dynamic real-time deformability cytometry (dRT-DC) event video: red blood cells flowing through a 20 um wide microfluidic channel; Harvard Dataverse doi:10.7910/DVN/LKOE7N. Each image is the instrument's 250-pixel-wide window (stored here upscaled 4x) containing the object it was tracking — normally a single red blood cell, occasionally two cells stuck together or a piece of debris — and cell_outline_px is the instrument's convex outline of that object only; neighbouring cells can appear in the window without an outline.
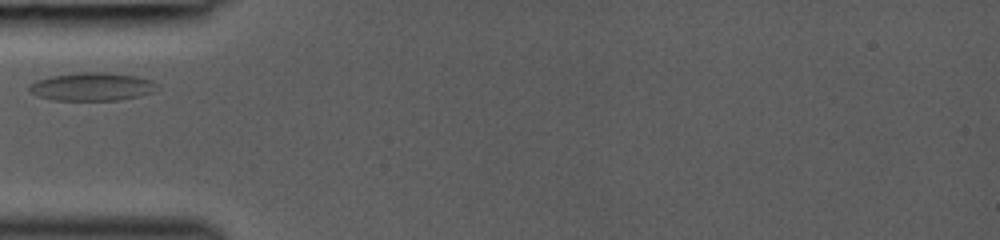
{"species": "common noctule bat (a hibernating species)", "species_latin": "Nyctalus noctula", "temperature_condition": "room temperature", "stored_images_in_passage": 26, "camera_frame_rate_fps": 3000, "um_per_image_px": 0.085, "animal": {"sex": "female", "body_mass_g": 19.0, "forearm_length_mm": 53.3}, "frame": {"image": 1, "passage_image": 1, "time_ms": 0.0, "image_size_px": [1000, 240], "cell_outline_px": [[156, 84], [152, 92], [140, 96], [120, 100], [52, 100], [40, 96], [32, 92], [28, 88], [28, 84], [36, 80], [52, 76], [80, 72], [100, 72], [136, 76], [152, 80]], "centroid_in_image_um": [7.79, 7.37], "position_along_channel_um": 77.2, "area_um2": 20.75}}
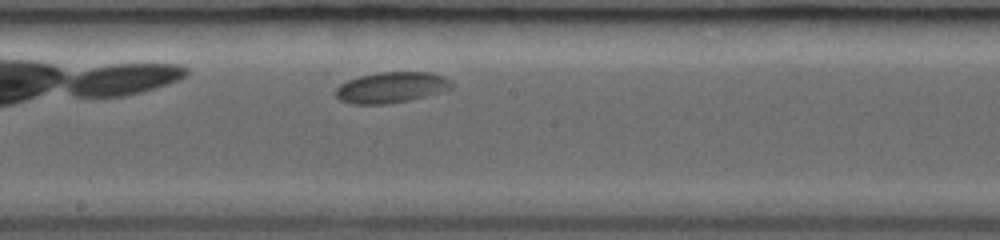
{"frame": {"image": 2, "passage_image": 11, "time_ms": 3.333, "image_size_px": [1000, 240], "cell_outline_px": [[452, 88], [440, 92], [408, 100], [384, 104], [352, 104], [340, 100], [336, 96], [336, 88], [340, 84], [348, 80], [360, 76], [380, 72], [428, 72], [452, 80]], "centroid_in_image_um": [33.24, 7.43], "position_along_channel_um": 215.0, "area_um2": 20.58}}
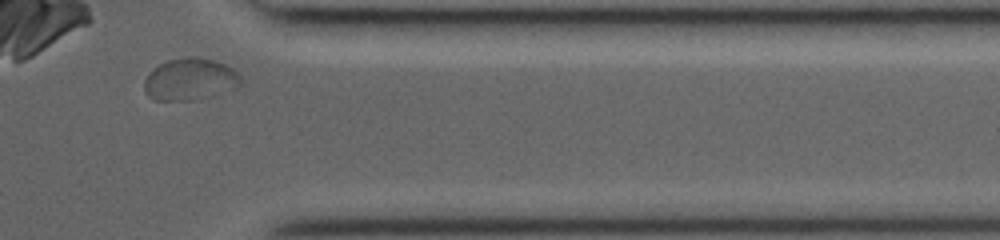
{"frame": {"image": 3, "passage_image": 24, "time_ms": 7.667, "image_size_px": [1000, 240], "cell_outline_px": [[240, 84], [236, 88], [212, 96], [192, 100], [152, 100], [144, 92], [144, 80], [152, 68], [168, 60], [188, 56], [192, 56], [212, 60], [224, 64], [232, 68], [240, 76]], "centroid_in_image_um": [16.12, 6.75], "position_along_channel_um": 395.3, "area_um2": 23.64}}